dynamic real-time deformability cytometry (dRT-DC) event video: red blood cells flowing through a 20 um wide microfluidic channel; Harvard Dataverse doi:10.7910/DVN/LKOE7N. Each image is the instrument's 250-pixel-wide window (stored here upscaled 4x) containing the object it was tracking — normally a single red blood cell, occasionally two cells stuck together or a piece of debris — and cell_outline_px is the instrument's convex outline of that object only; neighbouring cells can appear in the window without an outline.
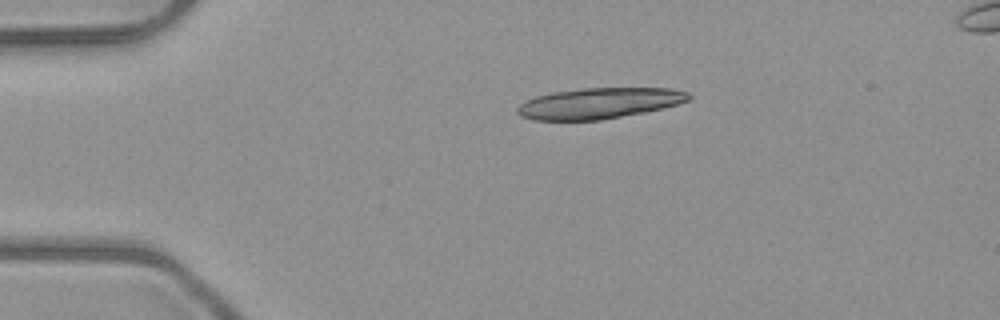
{"species": "common noctule bat (a hibernating species)", "species_latin": "Nyctalus noctula", "temperature_condition": "room temperature", "stored_images_in_passage": 7, "segment_of_instrument_passage": [1, 2], "camera_frame_rate_fps": 3000, "um_per_image_px": 0.085, "animal": {"sex": "male", "body_mass_g": 23.1, "forearm_length_mm": 52.7}, "frame": {"image": 1, "passage_image": 3, "time_ms": 2.333, "image_size_px": [1000, 320], "cell_outline_px": [[692, 96], [688, 100], [676, 104], [644, 112], [600, 120], [532, 120], [520, 116], [516, 112], [516, 108], [520, 104], [536, 96], [552, 92], [584, 88], [668, 88], [688, 92]], "centroid_in_image_um": [50.88, 8.77], "position_along_channel_um": 34.1, "area_um2": 30.58}}